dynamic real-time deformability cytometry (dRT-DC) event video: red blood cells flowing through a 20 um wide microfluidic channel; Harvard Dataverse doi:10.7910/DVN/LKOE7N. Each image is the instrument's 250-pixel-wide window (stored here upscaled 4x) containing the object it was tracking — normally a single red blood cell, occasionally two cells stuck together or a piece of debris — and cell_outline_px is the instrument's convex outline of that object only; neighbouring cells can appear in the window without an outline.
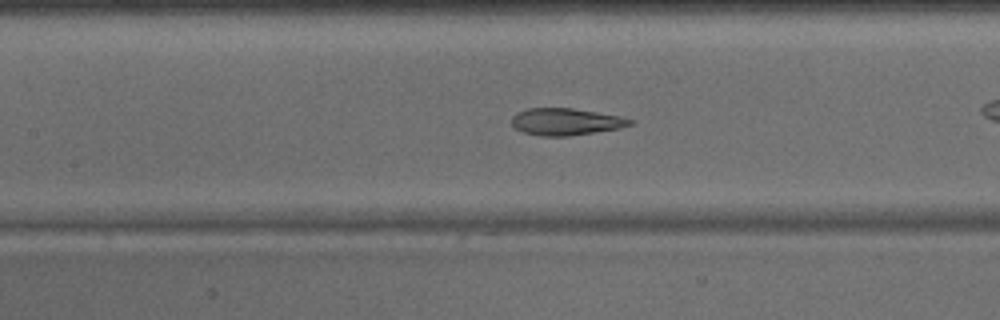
{"species": "common noctule bat (a hibernating species)", "species_latin": "Nyctalus noctula", "temperature_condition": "warm", "stored_images_in_passage": 35, "camera_frame_rate_fps": 3000, "um_per_image_px": 0.085, "animal": {"sex": "male", "body_mass_g": 15.6}, "frame": {"image": 1, "passage_image": 20, "time_ms": 6.333, "image_size_px": [1000, 320], "cell_outline_px": [[636, 120], [632, 124], [620, 128], [568, 136], [540, 136], [524, 132], [516, 128], [512, 124], [512, 116], [516, 112], [528, 108], [572, 108], [620, 116]], "centroid_in_image_um": [48.1, 10.34], "position_along_channel_um": 159.3, "area_um2": 18.55}}